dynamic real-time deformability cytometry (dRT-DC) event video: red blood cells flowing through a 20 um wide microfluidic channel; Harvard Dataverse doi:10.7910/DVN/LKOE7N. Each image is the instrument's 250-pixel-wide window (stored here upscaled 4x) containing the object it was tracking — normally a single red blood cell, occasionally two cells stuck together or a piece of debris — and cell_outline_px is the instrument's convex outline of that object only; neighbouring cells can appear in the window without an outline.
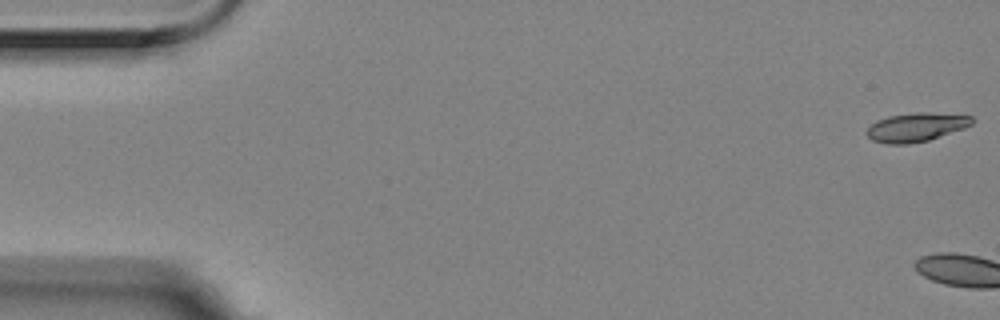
{"species": "Egyptian fruit bat (a non-hibernating species)", "species_latin": "Rousettus aegyptiacus", "temperature_condition": "room temperature", "stored_images_in_passage": 5, "camera_frame_rate_fps": 3000, "um_per_image_px": 0.085, "animal": {"sex": "female"}, "frame": {"image": 1, "passage_image": 1, "time_ms": 0.0, "image_size_px": [1000, 320], "cell_outline_px": [[976, 120], [972, 124], [964, 128], [928, 140], [908, 144], [884, 144], [872, 140], [864, 132], [876, 120], [888, 116], [920, 112], [924, 112], [972, 116]], "centroid_in_image_um": [77.85, 10.82], "position_along_channel_um": 7.1, "area_um2": 17.63}}